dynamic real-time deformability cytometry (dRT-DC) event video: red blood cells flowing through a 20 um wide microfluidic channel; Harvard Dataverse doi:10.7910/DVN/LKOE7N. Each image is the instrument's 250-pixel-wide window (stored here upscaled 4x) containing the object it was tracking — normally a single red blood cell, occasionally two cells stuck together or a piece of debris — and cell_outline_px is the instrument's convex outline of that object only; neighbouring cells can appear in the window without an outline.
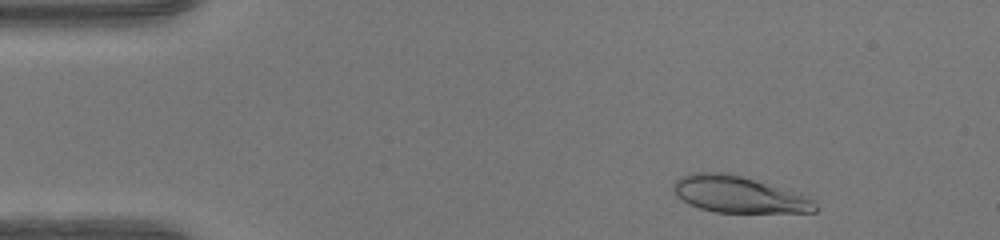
{"species": "human", "species_latin": "Homo sapiens", "temperature_condition": "warm", "stored_images_in_passage": 47, "camera_frame_rate_fps": 3000, "um_per_image_px": 0.085, "donor": {"sex": "female"}, "frame": {"image": 1, "passage_image": 4, "time_ms": 1.0, "image_size_px": [1000, 240], "cell_outline_px": [[816, 212], [716, 212], [700, 208], [688, 204], [676, 196], [672, 188], [672, 184], [680, 176], [692, 172], [724, 172], [740, 176], [800, 192], [812, 200], [816, 204]], "centroid_in_image_um": [62.75, 16.52], "position_along_channel_um": 22.3, "area_um2": 30.23}}
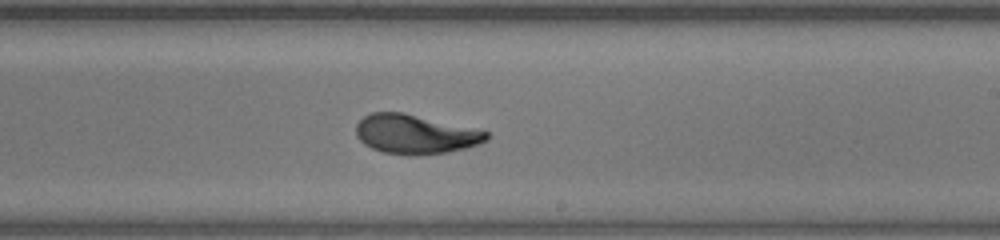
{"frame": {"image": 2, "passage_image": 27, "time_ms": 8.667, "image_size_px": [1000, 240], "cell_outline_px": [[492, 136], [488, 140], [480, 144], [448, 152], [416, 156], [408, 156], [384, 152], [372, 148], [364, 144], [356, 136], [356, 124], [364, 116], [372, 112], [404, 112], [488, 132]], "centroid_in_image_um": [35.29, 11.42], "position_along_channel_um": 253.7, "area_um2": 29.94}}
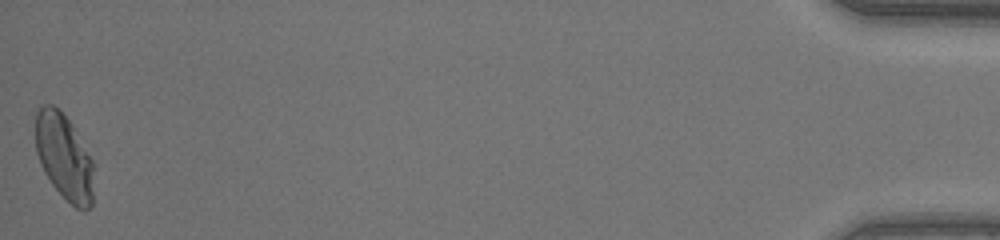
{"frame": {"image": 3, "passage_image": 47, "time_ms": 15.333, "image_size_px": [1000, 240], "cell_outline_px": [[96, 164], [92, 204], [84, 212], [76, 208], [52, 184], [44, 172], [40, 164], [36, 152], [36, 112], [40, 104], [52, 104], [72, 124]], "centroid_in_image_um": [5.49, 13.35], "position_along_channel_um": 429.7, "area_um2": 29.59}, "authors_computed_cell_mechanics": {"area_um2": 29.767, "velocity_mm_per_s": 4.1782, "shape_relaxation_time_tau1_ms": 4.0576, "shape_relaxation_time_tau2_ms": 0.8106, "deformation_change_tau1": 0.1919, "deformation_change_tau2": 0.0535}}